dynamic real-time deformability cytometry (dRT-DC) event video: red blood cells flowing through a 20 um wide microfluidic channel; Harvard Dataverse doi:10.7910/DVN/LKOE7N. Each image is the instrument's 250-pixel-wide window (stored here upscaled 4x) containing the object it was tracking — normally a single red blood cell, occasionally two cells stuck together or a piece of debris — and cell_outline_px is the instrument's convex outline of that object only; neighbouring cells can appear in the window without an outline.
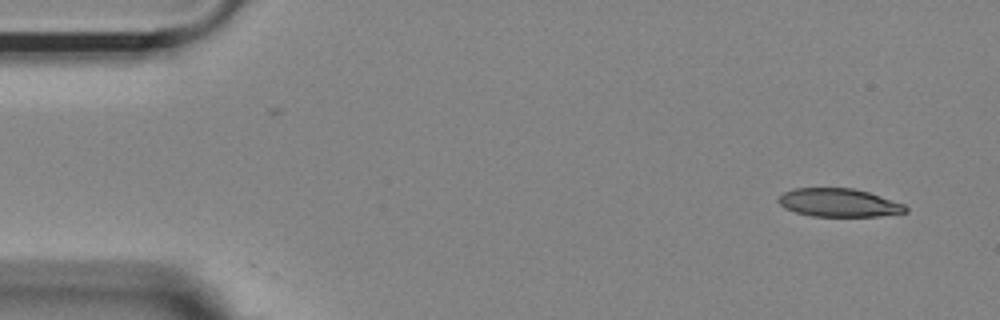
{"species": "Egyptian fruit bat (a non-hibernating species)", "species_latin": "Rousettus aegyptiacus", "temperature_condition": "room temperature", "stored_images_in_passage": 13, "camera_frame_rate_fps": 3000, "um_per_image_px": 0.085, "animal": {"sex": "female"}, "frame": {"image": 1, "passage_image": 1, "time_ms": 0.0, "image_size_px": [1000, 320], "cell_outline_px": [[908, 212], [876, 216], [812, 216], [796, 212], [784, 208], [776, 200], [784, 192], [792, 188], [852, 188], [868, 192], [904, 204], [908, 208]], "centroid_in_image_um": [71.28, 17.22], "position_along_channel_um": 13.7, "area_um2": 20.87}}